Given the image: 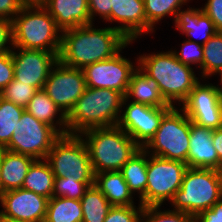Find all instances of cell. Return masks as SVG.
Returning <instances> with one entry per match:
<instances>
[{
  "instance_id": "10",
  "label": "cell",
  "mask_w": 222,
  "mask_h": 222,
  "mask_svg": "<svg viewBox=\"0 0 222 222\" xmlns=\"http://www.w3.org/2000/svg\"><path fill=\"white\" fill-rule=\"evenodd\" d=\"M60 137L61 135L53 127L37 120L25 110L10 142L3 149L29 155L35 159H46L52 146Z\"/></svg>"
},
{
  "instance_id": "28",
  "label": "cell",
  "mask_w": 222,
  "mask_h": 222,
  "mask_svg": "<svg viewBox=\"0 0 222 222\" xmlns=\"http://www.w3.org/2000/svg\"><path fill=\"white\" fill-rule=\"evenodd\" d=\"M80 201L83 212L82 222H104L112 207L95 184L86 190Z\"/></svg>"
},
{
  "instance_id": "36",
  "label": "cell",
  "mask_w": 222,
  "mask_h": 222,
  "mask_svg": "<svg viewBox=\"0 0 222 222\" xmlns=\"http://www.w3.org/2000/svg\"><path fill=\"white\" fill-rule=\"evenodd\" d=\"M143 206H112L104 222H141Z\"/></svg>"
},
{
  "instance_id": "19",
  "label": "cell",
  "mask_w": 222,
  "mask_h": 222,
  "mask_svg": "<svg viewBox=\"0 0 222 222\" xmlns=\"http://www.w3.org/2000/svg\"><path fill=\"white\" fill-rule=\"evenodd\" d=\"M42 6L61 31L92 24L88 0H45Z\"/></svg>"
},
{
  "instance_id": "24",
  "label": "cell",
  "mask_w": 222,
  "mask_h": 222,
  "mask_svg": "<svg viewBox=\"0 0 222 222\" xmlns=\"http://www.w3.org/2000/svg\"><path fill=\"white\" fill-rule=\"evenodd\" d=\"M95 186L112 206H133V193L120 171H105L95 174Z\"/></svg>"
},
{
  "instance_id": "9",
  "label": "cell",
  "mask_w": 222,
  "mask_h": 222,
  "mask_svg": "<svg viewBox=\"0 0 222 222\" xmlns=\"http://www.w3.org/2000/svg\"><path fill=\"white\" fill-rule=\"evenodd\" d=\"M187 168V164L182 161L148 154L147 185L139 203L143 207H161L165 201H171L176 191L181 188Z\"/></svg>"
},
{
  "instance_id": "27",
  "label": "cell",
  "mask_w": 222,
  "mask_h": 222,
  "mask_svg": "<svg viewBox=\"0 0 222 222\" xmlns=\"http://www.w3.org/2000/svg\"><path fill=\"white\" fill-rule=\"evenodd\" d=\"M82 220L80 200L65 197H51L48 200L44 222H82Z\"/></svg>"
},
{
  "instance_id": "41",
  "label": "cell",
  "mask_w": 222,
  "mask_h": 222,
  "mask_svg": "<svg viewBox=\"0 0 222 222\" xmlns=\"http://www.w3.org/2000/svg\"><path fill=\"white\" fill-rule=\"evenodd\" d=\"M23 6L21 0H0V17L13 20Z\"/></svg>"
},
{
  "instance_id": "20",
  "label": "cell",
  "mask_w": 222,
  "mask_h": 222,
  "mask_svg": "<svg viewBox=\"0 0 222 222\" xmlns=\"http://www.w3.org/2000/svg\"><path fill=\"white\" fill-rule=\"evenodd\" d=\"M181 10L177 12L173 21L175 28L182 32V35L188 37L187 40L203 45L218 32L213 21L203 12L201 7L192 8L189 6L187 10ZM193 37L199 38L201 41H196Z\"/></svg>"
},
{
  "instance_id": "25",
  "label": "cell",
  "mask_w": 222,
  "mask_h": 222,
  "mask_svg": "<svg viewBox=\"0 0 222 222\" xmlns=\"http://www.w3.org/2000/svg\"><path fill=\"white\" fill-rule=\"evenodd\" d=\"M54 179L49 162L46 159H36L31 164L21 188L50 199L53 194Z\"/></svg>"
},
{
  "instance_id": "45",
  "label": "cell",
  "mask_w": 222,
  "mask_h": 222,
  "mask_svg": "<svg viewBox=\"0 0 222 222\" xmlns=\"http://www.w3.org/2000/svg\"><path fill=\"white\" fill-rule=\"evenodd\" d=\"M218 75L220 76V87L218 86V89L222 92V70L218 73Z\"/></svg>"
},
{
  "instance_id": "34",
  "label": "cell",
  "mask_w": 222,
  "mask_h": 222,
  "mask_svg": "<svg viewBox=\"0 0 222 222\" xmlns=\"http://www.w3.org/2000/svg\"><path fill=\"white\" fill-rule=\"evenodd\" d=\"M37 91L38 89L36 87L19 83V81L14 78L13 81L0 92V97L25 108Z\"/></svg>"
},
{
  "instance_id": "11",
  "label": "cell",
  "mask_w": 222,
  "mask_h": 222,
  "mask_svg": "<svg viewBox=\"0 0 222 222\" xmlns=\"http://www.w3.org/2000/svg\"><path fill=\"white\" fill-rule=\"evenodd\" d=\"M122 50L115 56L85 66L84 73L86 87L111 89L126 95L132 74L137 70L134 62L121 55ZM134 63V64H133Z\"/></svg>"
},
{
  "instance_id": "37",
  "label": "cell",
  "mask_w": 222,
  "mask_h": 222,
  "mask_svg": "<svg viewBox=\"0 0 222 222\" xmlns=\"http://www.w3.org/2000/svg\"><path fill=\"white\" fill-rule=\"evenodd\" d=\"M114 0H88L89 15L91 23H94V17L99 15L100 19L111 22V9Z\"/></svg>"
},
{
  "instance_id": "8",
  "label": "cell",
  "mask_w": 222,
  "mask_h": 222,
  "mask_svg": "<svg viewBox=\"0 0 222 222\" xmlns=\"http://www.w3.org/2000/svg\"><path fill=\"white\" fill-rule=\"evenodd\" d=\"M46 160L55 177L73 176L78 182H94L89 151L80 135H62L52 146Z\"/></svg>"
},
{
  "instance_id": "26",
  "label": "cell",
  "mask_w": 222,
  "mask_h": 222,
  "mask_svg": "<svg viewBox=\"0 0 222 222\" xmlns=\"http://www.w3.org/2000/svg\"><path fill=\"white\" fill-rule=\"evenodd\" d=\"M147 166L148 153L141 148L120 170L130 191L133 195L137 192L139 199L145 194L146 190Z\"/></svg>"
},
{
  "instance_id": "31",
  "label": "cell",
  "mask_w": 222,
  "mask_h": 222,
  "mask_svg": "<svg viewBox=\"0 0 222 222\" xmlns=\"http://www.w3.org/2000/svg\"><path fill=\"white\" fill-rule=\"evenodd\" d=\"M222 70V32L203 44L202 78L208 79Z\"/></svg>"
},
{
  "instance_id": "21",
  "label": "cell",
  "mask_w": 222,
  "mask_h": 222,
  "mask_svg": "<svg viewBox=\"0 0 222 222\" xmlns=\"http://www.w3.org/2000/svg\"><path fill=\"white\" fill-rule=\"evenodd\" d=\"M36 159L2 149L0 182L2 193L22 187L31 164Z\"/></svg>"
},
{
  "instance_id": "44",
  "label": "cell",
  "mask_w": 222,
  "mask_h": 222,
  "mask_svg": "<svg viewBox=\"0 0 222 222\" xmlns=\"http://www.w3.org/2000/svg\"><path fill=\"white\" fill-rule=\"evenodd\" d=\"M45 0H21L24 5H42Z\"/></svg>"
},
{
  "instance_id": "42",
  "label": "cell",
  "mask_w": 222,
  "mask_h": 222,
  "mask_svg": "<svg viewBox=\"0 0 222 222\" xmlns=\"http://www.w3.org/2000/svg\"><path fill=\"white\" fill-rule=\"evenodd\" d=\"M196 222H222V199L200 213L196 217Z\"/></svg>"
},
{
  "instance_id": "16",
  "label": "cell",
  "mask_w": 222,
  "mask_h": 222,
  "mask_svg": "<svg viewBox=\"0 0 222 222\" xmlns=\"http://www.w3.org/2000/svg\"><path fill=\"white\" fill-rule=\"evenodd\" d=\"M48 198L22 188L3 192L0 217L23 222H44Z\"/></svg>"
},
{
  "instance_id": "3",
  "label": "cell",
  "mask_w": 222,
  "mask_h": 222,
  "mask_svg": "<svg viewBox=\"0 0 222 222\" xmlns=\"http://www.w3.org/2000/svg\"><path fill=\"white\" fill-rule=\"evenodd\" d=\"M124 97L119 91L86 87L67 115V134L80 135L91 128L116 126Z\"/></svg>"
},
{
  "instance_id": "12",
  "label": "cell",
  "mask_w": 222,
  "mask_h": 222,
  "mask_svg": "<svg viewBox=\"0 0 222 222\" xmlns=\"http://www.w3.org/2000/svg\"><path fill=\"white\" fill-rule=\"evenodd\" d=\"M122 108L124 110H121L117 126L143 148L156 133L163 116L172 107H152L124 97Z\"/></svg>"
},
{
  "instance_id": "5",
  "label": "cell",
  "mask_w": 222,
  "mask_h": 222,
  "mask_svg": "<svg viewBox=\"0 0 222 222\" xmlns=\"http://www.w3.org/2000/svg\"><path fill=\"white\" fill-rule=\"evenodd\" d=\"M13 46L60 53L62 31L42 5H24L12 20Z\"/></svg>"
},
{
  "instance_id": "2",
  "label": "cell",
  "mask_w": 222,
  "mask_h": 222,
  "mask_svg": "<svg viewBox=\"0 0 222 222\" xmlns=\"http://www.w3.org/2000/svg\"><path fill=\"white\" fill-rule=\"evenodd\" d=\"M138 66L158 85L163 99L171 106H179L187 99L194 86L200 81L194 69L181 63L173 53L167 52L141 54Z\"/></svg>"
},
{
  "instance_id": "4",
  "label": "cell",
  "mask_w": 222,
  "mask_h": 222,
  "mask_svg": "<svg viewBox=\"0 0 222 222\" xmlns=\"http://www.w3.org/2000/svg\"><path fill=\"white\" fill-rule=\"evenodd\" d=\"M85 141L94 174L120 171L141 147L116 126L91 128L80 134Z\"/></svg>"
},
{
  "instance_id": "38",
  "label": "cell",
  "mask_w": 222,
  "mask_h": 222,
  "mask_svg": "<svg viewBox=\"0 0 222 222\" xmlns=\"http://www.w3.org/2000/svg\"><path fill=\"white\" fill-rule=\"evenodd\" d=\"M14 74L11 52L0 54V92L13 81Z\"/></svg>"
},
{
  "instance_id": "7",
  "label": "cell",
  "mask_w": 222,
  "mask_h": 222,
  "mask_svg": "<svg viewBox=\"0 0 222 222\" xmlns=\"http://www.w3.org/2000/svg\"><path fill=\"white\" fill-rule=\"evenodd\" d=\"M191 120L180 107H172L143 149L150 155L187 164Z\"/></svg>"
},
{
  "instance_id": "35",
  "label": "cell",
  "mask_w": 222,
  "mask_h": 222,
  "mask_svg": "<svg viewBox=\"0 0 222 222\" xmlns=\"http://www.w3.org/2000/svg\"><path fill=\"white\" fill-rule=\"evenodd\" d=\"M176 58L183 63L192 67V65L197 66L201 71L202 76V61H203V45L185 39L181 44L180 52L177 50L173 51Z\"/></svg>"
},
{
  "instance_id": "6",
  "label": "cell",
  "mask_w": 222,
  "mask_h": 222,
  "mask_svg": "<svg viewBox=\"0 0 222 222\" xmlns=\"http://www.w3.org/2000/svg\"><path fill=\"white\" fill-rule=\"evenodd\" d=\"M222 199V171L216 169L187 168L181 188L170 204L174 211L198 216Z\"/></svg>"
},
{
  "instance_id": "15",
  "label": "cell",
  "mask_w": 222,
  "mask_h": 222,
  "mask_svg": "<svg viewBox=\"0 0 222 222\" xmlns=\"http://www.w3.org/2000/svg\"><path fill=\"white\" fill-rule=\"evenodd\" d=\"M11 55L14 78L19 83L29 84L38 90L43 89L51 69L59 60V53L19 47H13Z\"/></svg>"
},
{
  "instance_id": "39",
  "label": "cell",
  "mask_w": 222,
  "mask_h": 222,
  "mask_svg": "<svg viewBox=\"0 0 222 222\" xmlns=\"http://www.w3.org/2000/svg\"><path fill=\"white\" fill-rule=\"evenodd\" d=\"M13 47L12 20L0 17V54L11 52Z\"/></svg>"
},
{
  "instance_id": "40",
  "label": "cell",
  "mask_w": 222,
  "mask_h": 222,
  "mask_svg": "<svg viewBox=\"0 0 222 222\" xmlns=\"http://www.w3.org/2000/svg\"><path fill=\"white\" fill-rule=\"evenodd\" d=\"M203 12L213 21L218 32H222V0H207Z\"/></svg>"
},
{
  "instance_id": "29",
  "label": "cell",
  "mask_w": 222,
  "mask_h": 222,
  "mask_svg": "<svg viewBox=\"0 0 222 222\" xmlns=\"http://www.w3.org/2000/svg\"><path fill=\"white\" fill-rule=\"evenodd\" d=\"M190 0H144L146 15V34L155 32L154 27L165 16L176 17L177 12Z\"/></svg>"
},
{
  "instance_id": "18",
  "label": "cell",
  "mask_w": 222,
  "mask_h": 222,
  "mask_svg": "<svg viewBox=\"0 0 222 222\" xmlns=\"http://www.w3.org/2000/svg\"><path fill=\"white\" fill-rule=\"evenodd\" d=\"M213 129L191 121L187 167L219 170V158L212 141Z\"/></svg>"
},
{
  "instance_id": "1",
  "label": "cell",
  "mask_w": 222,
  "mask_h": 222,
  "mask_svg": "<svg viewBox=\"0 0 222 222\" xmlns=\"http://www.w3.org/2000/svg\"><path fill=\"white\" fill-rule=\"evenodd\" d=\"M131 43L114 27L95 28L92 23L62 31L58 59L65 66L83 69L115 56Z\"/></svg>"
},
{
  "instance_id": "30",
  "label": "cell",
  "mask_w": 222,
  "mask_h": 222,
  "mask_svg": "<svg viewBox=\"0 0 222 222\" xmlns=\"http://www.w3.org/2000/svg\"><path fill=\"white\" fill-rule=\"evenodd\" d=\"M25 108L0 97V148H4L20 121Z\"/></svg>"
},
{
  "instance_id": "47",
  "label": "cell",
  "mask_w": 222,
  "mask_h": 222,
  "mask_svg": "<svg viewBox=\"0 0 222 222\" xmlns=\"http://www.w3.org/2000/svg\"><path fill=\"white\" fill-rule=\"evenodd\" d=\"M0 222H23V221H15V220H10V219H5L0 217Z\"/></svg>"
},
{
  "instance_id": "13",
  "label": "cell",
  "mask_w": 222,
  "mask_h": 222,
  "mask_svg": "<svg viewBox=\"0 0 222 222\" xmlns=\"http://www.w3.org/2000/svg\"><path fill=\"white\" fill-rule=\"evenodd\" d=\"M86 81L82 69L63 65L59 60L51 69L43 90L67 116L83 95Z\"/></svg>"
},
{
  "instance_id": "46",
  "label": "cell",
  "mask_w": 222,
  "mask_h": 222,
  "mask_svg": "<svg viewBox=\"0 0 222 222\" xmlns=\"http://www.w3.org/2000/svg\"><path fill=\"white\" fill-rule=\"evenodd\" d=\"M1 160H2V148H0V171H1ZM2 194L1 182H0V196Z\"/></svg>"
},
{
  "instance_id": "22",
  "label": "cell",
  "mask_w": 222,
  "mask_h": 222,
  "mask_svg": "<svg viewBox=\"0 0 222 222\" xmlns=\"http://www.w3.org/2000/svg\"><path fill=\"white\" fill-rule=\"evenodd\" d=\"M127 100L152 107H173L162 97L157 82L149 77L139 66L132 74L125 95Z\"/></svg>"
},
{
  "instance_id": "23",
  "label": "cell",
  "mask_w": 222,
  "mask_h": 222,
  "mask_svg": "<svg viewBox=\"0 0 222 222\" xmlns=\"http://www.w3.org/2000/svg\"><path fill=\"white\" fill-rule=\"evenodd\" d=\"M25 110L37 120L53 127L61 136L67 135V116L43 89L38 90L33 95Z\"/></svg>"
},
{
  "instance_id": "43",
  "label": "cell",
  "mask_w": 222,
  "mask_h": 222,
  "mask_svg": "<svg viewBox=\"0 0 222 222\" xmlns=\"http://www.w3.org/2000/svg\"><path fill=\"white\" fill-rule=\"evenodd\" d=\"M212 141L219 158V171H222V128L213 130Z\"/></svg>"
},
{
  "instance_id": "32",
  "label": "cell",
  "mask_w": 222,
  "mask_h": 222,
  "mask_svg": "<svg viewBox=\"0 0 222 222\" xmlns=\"http://www.w3.org/2000/svg\"><path fill=\"white\" fill-rule=\"evenodd\" d=\"M94 182H78L73 176L55 177L52 197L80 200Z\"/></svg>"
},
{
  "instance_id": "33",
  "label": "cell",
  "mask_w": 222,
  "mask_h": 222,
  "mask_svg": "<svg viewBox=\"0 0 222 222\" xmlns=\"http://www.w3.org/2000/svg\"><path fill=\"white\" fill-rule=\"evenodd\" d=\"M141 222H196V216L174 210H160V206L143 207Z\"/></svg>"
},
{
  "instance_id": "14",
  "label": "cell",
  "mask_w": 222,
  "mask_h": 222,
  "mask_svg": "<svg viewBox=\"0 0 222 222\" xmlns=\"http://www.w3.org/2000/svg\"><path fill=\"white\" fill-rule=\"evenodd\" d=\"M187 117L199 126L222 128V92L218 86L200 81L181 104Z\"/></svg>"
},
{
  "instance_id": "17",
  "label": "cell",
  "mask_w": 222,
  "mask_h": 222,
  "mask_svg": "<svg viewBox=\"0 0 222 222\" xmlns=\"http://www.w3.org/2000/svg\"><path fill=\"white\" fill-rule=\"evenodd\" d=\"M129 41H135L146 34V15L144 0H114L111 9V23Z\"/></svg>"
}]
</instances>
